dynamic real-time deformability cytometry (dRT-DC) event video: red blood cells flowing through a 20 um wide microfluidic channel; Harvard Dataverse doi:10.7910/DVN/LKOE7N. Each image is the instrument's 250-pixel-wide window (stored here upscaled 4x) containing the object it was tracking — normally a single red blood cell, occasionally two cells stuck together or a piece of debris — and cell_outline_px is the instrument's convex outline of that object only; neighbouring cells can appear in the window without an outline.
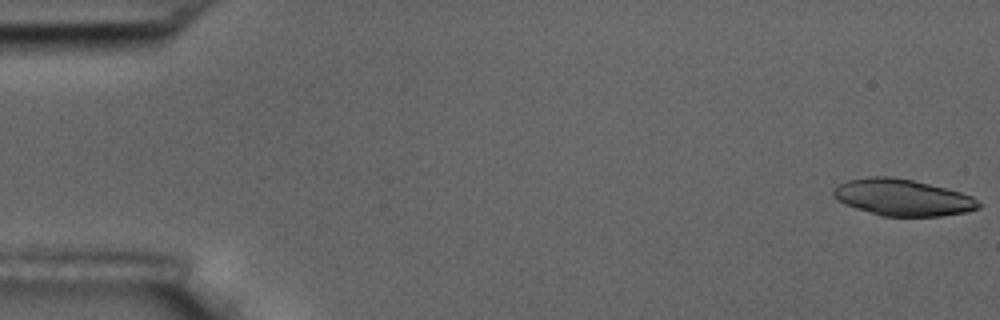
{"species": "common noctule bat (a hibernating species)", "species_latin": "Nyctalus noctula", "temperature_condition": "room temperature", "stored_images_in_passage": 5, "camera_frame_rate_fps": 3000, "um_per_image_px": 0.085, "animal": {"sex": "male", "body_mass_g": 17.5, "forearm_length_mm": 52.3}, "frame": {"image": 1, "passage_image": 1, "time_ms": 0.0, "image_size_px": [1000, 320], "cell_outline_px": [[984, 204], [980, 208], [964, 212], [940, 216], [880, 216], [844, 204], [836, 200], [832, 196], [832, 188], [848, 180], [868, 176], [888, 176], [912, 180], [960, 192], [972, 196]], "centroid_in_image_um": [76.69, 16.79], "position_along_channel_um": 8.3, "area_um2": 31.04}}